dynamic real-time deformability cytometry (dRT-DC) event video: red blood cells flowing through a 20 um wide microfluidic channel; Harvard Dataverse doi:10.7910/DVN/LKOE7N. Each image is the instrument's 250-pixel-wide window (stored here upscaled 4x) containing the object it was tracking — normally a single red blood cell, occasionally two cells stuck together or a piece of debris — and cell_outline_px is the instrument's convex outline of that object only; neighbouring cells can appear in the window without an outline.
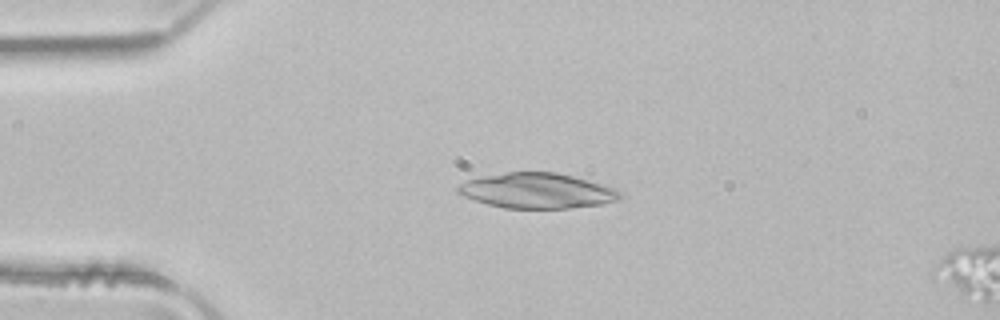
{"species": "common noctule bat (a hibernating species)", "species_latin": "Nyctalus noctula", "temperature_condition": "room temperature", "stored_images_in_passage": 4, "segment_of_instrument_passage": [1, 2], "camera_frame_rate_fps": 3000, "um_per_image_px": 0.085, "animal": {"sex": "male", "body_mass_g": 21.5, "forearm_length_mm": 52.0}, "frame": {"image": 1, "passage_image": 1, "time_ms": 0.0, "image_size_px": [1000, 320], "cell_outline_px": [[620, 200], [600, 204], [568, 208], [504, 208], [488, 204], [464, 196], [456, 192], [456, 188], [460, 184], [468, 180], [480, 176], [508, 172], [556, 172], [572, 176], [616, 188], [620, 192]], "centroid_in_image_um": [45.64, 16.21], "position_along_channel_um": 39.4, "area_um2": 33.06}}